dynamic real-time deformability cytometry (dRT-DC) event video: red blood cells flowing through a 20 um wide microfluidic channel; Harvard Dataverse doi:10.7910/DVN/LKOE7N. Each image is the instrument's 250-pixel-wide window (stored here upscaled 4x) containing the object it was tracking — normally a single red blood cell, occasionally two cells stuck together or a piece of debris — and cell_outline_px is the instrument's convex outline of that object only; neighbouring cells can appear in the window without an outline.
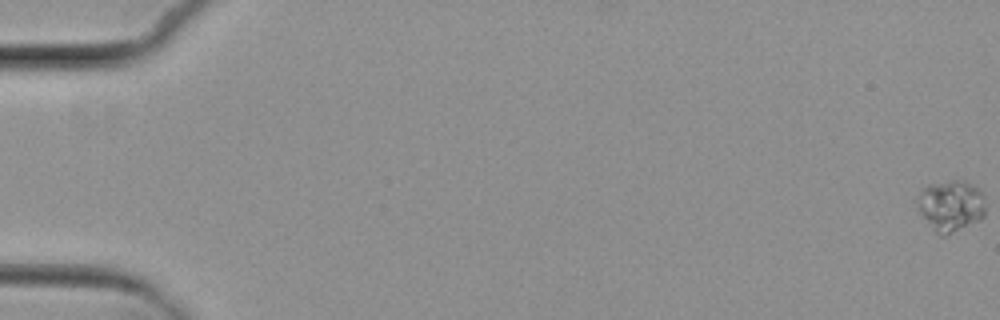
{"species": "common noctule bat (a hibernating species)", "species_latin": "Nyctalus noctula", "temperature_condition": "cold", "stored_images_in_passage": 7, "camera_frame_rate_fps": 3000, "um_per_image_px": 0.085, "animal": {"sex": "female", "body_mass_g": 29.2, "forearm_length_mm": 56.3}, "frame": {"image": 1, "passage_image": 1, "time_ms": 0.0, "image_size_px": [1000, 320], "cell_outline_px": [[984, 216], [980, 220], [944, 236], [940, 236], [936, 232], [920, 212], [916, 204], [916, 200], [920, 192], [928, 184], [952, 180], [964, 180], [976, 188], [980, 192], [984, 208]], "centroid_in_image_um": [80.79, 17.48], "position_along_channel_um": 4.2, "area_um2": 19.94}}